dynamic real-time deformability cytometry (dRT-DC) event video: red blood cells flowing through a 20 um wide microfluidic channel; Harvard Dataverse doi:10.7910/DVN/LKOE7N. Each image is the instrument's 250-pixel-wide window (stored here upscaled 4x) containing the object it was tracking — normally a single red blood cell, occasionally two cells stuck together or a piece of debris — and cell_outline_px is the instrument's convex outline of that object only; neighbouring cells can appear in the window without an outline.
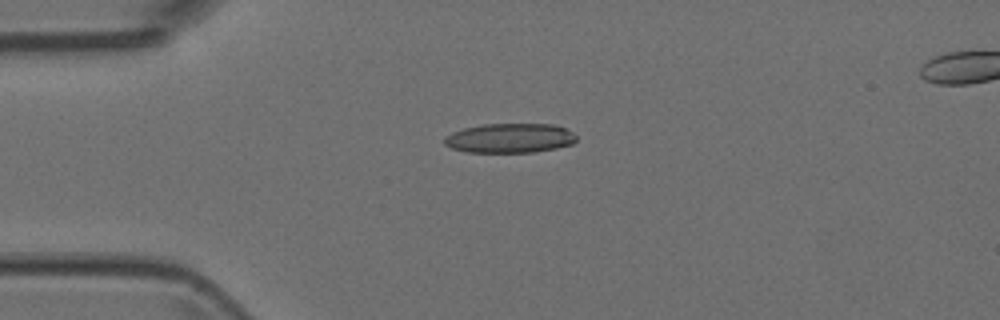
{"species": "Egyptian fruit bat (a non-hibernating species)", "species_latin": "Rousettus aegyptiacus", "temperature_condition": "room temperature", "stored_images_in_passage": 6, "camera_frame_rate_fps": 3000, "um_per_image_px": 0.085, "animal": {"sex": "female"}, "frame": {"image": 1, "passage_image": 4, "time_ms": 1.0, "image_size_px": [1000, 320], "cell_outline_px": [[576, 140], [572, 144], [556, 148], [532, 152], [468, 152], [452, 148], [444, 144], [444, 136], [452, 132], [464, 128], [484, 124], [556, 124], [572, 132], [576, 136]], "centroid_in_image_um": [43.33, 11.73], "position_along_channel_um": 41.7, "area_um2": 22.66}}
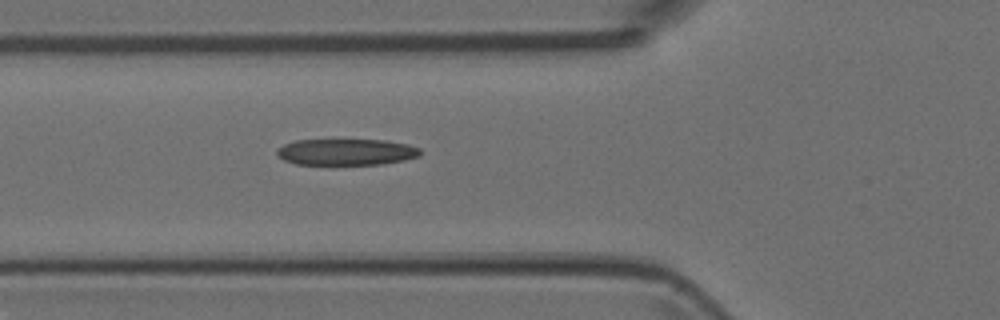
{"frame": {"image": 2, "passage_image": 6, "time_ms": 1.667, "image_size_px": [1000, 320], "cell_outline_px": [[420, 156], [404, 160], [384, 164], [336, 168], [296, 164], [284, 160], [276, 156], [276, 148], [284, 144], [296, 140], [384, 140], [408, 144], [420, 148]], "centroid_in_image_um": [29.38, 12.98], "position_along_channel_um": 96.4, "area_um2": 23.35}}